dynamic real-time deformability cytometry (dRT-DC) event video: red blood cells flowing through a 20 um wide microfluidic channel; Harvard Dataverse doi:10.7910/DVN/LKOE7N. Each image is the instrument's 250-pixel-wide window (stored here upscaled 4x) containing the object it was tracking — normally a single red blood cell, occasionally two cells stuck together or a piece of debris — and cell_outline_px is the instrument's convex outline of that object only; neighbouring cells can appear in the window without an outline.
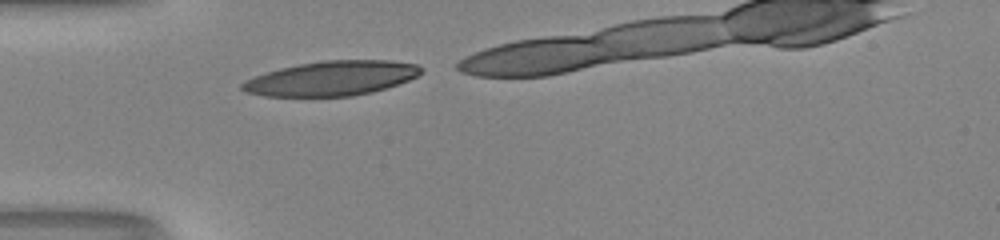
{"species": "human", "species_latin": "Homo sapiens", "temperature_condition": "room temperature", "stored_images_in_passage": 11, "camera_frame_rate_fps": 3000, "um_per_image_px": 0.085, "donor": {"sex": "male"}, "frame": {"image": 1, "passage_image": 1, "time_ms": 0.0, "image_size_px": [1000, 240], "cell_outline_px": [[424, 72], [408, 80], [372, 92], [352, 96], [264, 96], [248, 92], [240, 88], [240, 84], [244, 80], [280, 68], [300, 64], [324, 60], [388, 60], [416, 64], [424, 68]], "centroid_in_image_um": [28.2, 6.65], "position_along_channel_um": 56.8, "area_um2": 35.84}}